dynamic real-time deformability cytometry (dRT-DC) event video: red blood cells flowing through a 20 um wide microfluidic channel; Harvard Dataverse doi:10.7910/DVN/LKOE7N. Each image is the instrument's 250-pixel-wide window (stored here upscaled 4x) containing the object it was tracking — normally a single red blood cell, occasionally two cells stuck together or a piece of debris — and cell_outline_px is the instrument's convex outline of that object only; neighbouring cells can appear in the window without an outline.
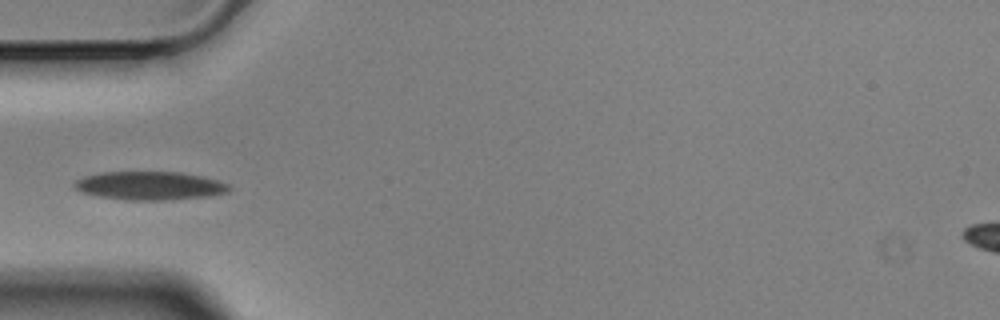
{"species": "Egyptian fruit bat (a non-hibernating species)", "species_latin": "Rousettus aegyptiacus", "temperature_condition": "cold", "stored_images_in_passage": 4, "camera_frame_rate_fps": 3000, "um_per_image_px": 0.085, "animal": {"sex": "male"}, "frame": {"image": 1, "passage_image": 4, "time_ms": 1.0, "image_size_px": [1000, 320], "cell_outline_px": [[232, 188], [228, 192], [208, 196], [168, 200], [124, 200], [100, 196], [80, 192], [72, 184], [76, 180], [84, 176], [100, 172], [180, 172], [204, 176], [220, 180], [228, 184]], "centroid_in_image_um": [12.75, 15.78], "position_along_channel_um": 72.2, "area_um2": 25.84}}